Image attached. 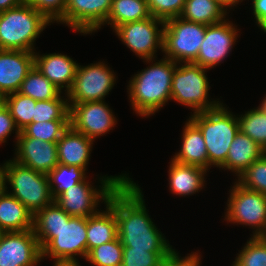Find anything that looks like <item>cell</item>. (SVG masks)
<instances>
[{
	"label": "cell",
	"mask_w": 266,
	"mask_h": 266,
	"mask_svg": "<svg viewBox=\"0 0 266 266\" xmlns=\"http://www.w3.org/2000/svg\"><path fill=\"white\" fill-rule=\"evenodd\" d=\"M226 13L227 10L215 0H186L180 17L208 26L223 21Z\"/></svg>",
	"instance_id": "27"
},
{
	"label": "cell",
	"mask_w": 266,
	"mask_h": 266,
	"mask_svg": "<svg viewBox=\"0 0 266 266\" xmlns=\"http://www.w3.org/2000/svg\"><path fill=\"white\" fill-rule=\"evenodd\" d=\"M151 61V66L137 72L130 79L127 88L133 110L143 117L155 115L171 100L173 73L178 64L166 57L158 62L154 59L145 60L147 63Z\"/></svg>",
	"instance_id": "2"
},
{
	"label": "cell",
	"mask_w": 266,
	"mask_h": 266,
	"mask_svg": "<svg viewBox=\"0 0 266 266\" xmlns=\"http://www.w3.org/2000/svg\"><path fill=\"white\" fill-rule=\"evenodd\" d=\"M215 1H217L226 10H228V8L236 6V4L242 2L243 0H215Z\"/></svg>",
	"instance_id": "46"
},
{
	"label": "cell",
	"mask_w": 266,
	"mask_h": 266,
	"mask_svg": "<svg viewBox=\"0 0 266 266\" xmlns=\"http://www.w3.org/2000/svg\"><path fill=\"white\" fill-rule=\"evenodd\" d=\"M225 219L234 224L251 226L252 237H266V195L240 185L230 189Z\"/></svg>",
	"instance_id": "9"
},
{
	"label": "cell",
	"mask_w": 266,
	"mask_h": 266,
	"mask_svg": "<svg viewBox=\"0 0 266 266\" xmlns=\"http://www.w3.org/2000/svg\"><path fill=\"white\" fill-rule=\"evenodd\" d=\"M189 119L203 134L209 158V169L220 167L239 132L238 118L221 103L212 110L193 113Z\"/></svg>",
	"instance_id": "3"
},
{
	"label": "cell",
	"mask_w": 266,
	"mask_h": 266,
	"mask_svg": "<svg viewBox=\"0 0 266 266\" xmlns=\"http://www.w3.org/2000/svg\"><path fill=\"white\" fill-rule=\"evenodd\" d=\"M38 11L49 23L60 22L65 13L67 0H24Z\"/></svg>",
	"instance_id": "39"
},
{
	"label": "cell",
	"mask_w": 266,
	"mask_h": 266,
	"mask_svg": "<svg viewBox=\"0 0 266 266\" xmlns=\"http://www.w3.org/2000/svg\"><path fill=\"white\" fill-rule=\"evenodd\" d=\"M199 253L192 252L185 256V258L178 255L177 251H173L167 258H165L160 266H200L201 259Z\"/></svg>",
	"instance_id": "42"
},
{
	"label": "cell",
	"mask_w": 266,
	"mask_h": 266,
	"mask_svg": "<svg viewBox=\"0 0 266 266\" xmlns=\"http://www.w3.org/2000/svg\"><path fill=\"white\" fill-rule=\"evenodd\" d=\"M72 216L61 209L56 202L47 205L33 215V232L41 250L55 237L64 222Z\"/></svg>",
	"instance_id": "26"
},
{
	"label": "cell",
	"mask_w": 266,
	"mask_h": 266,
	"mask_svg": "<svg viewBox=\"0 0 266 266\" xmlns=\"http://www.w3.org/2000/svg\"><path fill=\"white\" fill-rule=\"evenodd\" d=\"M70 120H54L31 123L21 132L26 137L40 139L46 142H57L69 128Z\"/></svg>",
	"instance_id": "35"
},
{
	"label": "cell",
	"mask_w": 266,
	"mask_h": 266,
	"mask_svg": "<svg viewBox=\"0 0 266 266\" xmlns=\"http://www.w3.org/2000/svg\"><path fill=\"white\" fill-rule=\"evenodd\" d=\"M4 104V96L0 93V106Z\"/></svg>",
	"instance_id": "48"
},
{
	"label": "cell",
	"mask_w": 266,
	"mask_h": 266,
	"mask_svg": "<svg viewBox=\"0 0 266 266\" xmlns=\"http://www.w3.org/2000/svg\"><path fill=\"white\" fill-rule=\"evenodd\" d=\"M206 33V25L181 17L165 21L163 30L164 57L175 63H190L197 59Z\"/></svg>",
	"instance_id": "8"
},
{
	"label": "cell",
	"mask_w": 266,
	"mask_h": 266,
	"mask_svg": "<svg viewBox=\"0 0 266 266\" xmlns=\"http://www.w3.org/2000/svg\"><path fill=\"white\" fill-rule=\"evenodd\" d=\"M15 149L14 161L44 174H49L59 163L57 142H46L26 137L20 132Z\"/></svg>",
	"instance_id": "17"
},
{
	"label": "cell",
	"mask_w": 266,
	"mask_h": 266,
	"mask_svg": "<svg viewBox=\"0 0 266 266\" xmlns=\"http://www.w3.org/2000/svg\"><path fill=\"white\" fill-rule=\"evenodd\" d=\"M54 261H55L54 266H81L79 265L77 259L76 260L65 259V260H54Z\"/></svg>",
	"instance_id": "45"
},
{
	"label": "cell",
	"mask_w": 266,
	"mask_h": 266,
	"mask_svg": "<svg viewBox=\"0 0 266 266\" xmlns=\"http://www.w3.org/2000/svg\"><path fill=\"white\" fill-rule=\"evenodd\" d=\"M116 74L103 62L78 65L76 76L67 95L68 104L87 101H104V97L114 87Z\"/></svg>",
	"instance_id": "10"
},
{
	"label": "cell",
	"mask_w": 266,
	"mask_h": 266,
	"mask_svg": "<svg viewBox=\"0 0 266 266\" xmlns=\"http://www.w3.org/2000/svg\"><path fill=\"white\" fill-rule=\"evenodd\" d=\"M2 165V184L9 183L13 190L8 193L25 205L33 215L54 202L47 174L34 171L13 159Z\"/></svg>",
	"instance_id": "5"
},
{
	"label": "cell",
	"mask_w": 266,
	"mask_h": 266,
	"mask_svg": "<svg viewBox=\"0 0 266 266\" xmlns=\"http://www.w3.org/2000/svg\"><path fill=\"white\" fill-rule=\"evenodd\" d=\"M78 63L67 55L50 53L39 55L34 52V66L62 92L67 93L74 82Z\"/></svg>",
	"instance_id": "19"
},
{
	"label": "cell",
	"mask_w": 266,
	"mask_h": 266,
	"mask_svg": "<svg viewBox=\"0 0 266 266\" xmlns=\"http://www.w3.org/2000/svg\"><path fill=\"white\" fill-rule=\"evenodd\" d=\"M239 116V130L266 151V110L259 105Z\"/></svg>",
	"instance_id": "30"
},
{
	"label": "cell",
	"mask_w": 266,
	"mask_h": 266,
	"mask_svg": "<svg viewBox=\"0 0 266 266\" xmlns=\"http://www.w3.org/2000/svg\"><path fill=\"white\" fill-rule=\"evenodd\" d=\"M148 10L154 18L166 21L180 17L186 0H146Z\"/></svg>",
	"instance_id": "40"
},
{
	"label": "cell",
	"mask_w": 266,
	"mask_h": 266,
	"mask_svg": "<svg viewBox=\"0 0 266 266\" xmlns=\"http://www.w3.org/2000/svg\"><path fill=\"white\" fill-rule=\"evenodd\" d=\"M260 105L266 110V96Z\"/></svg>",
	"instance_id": "47"
},
{
	"label": "cell",
	"mask_w": 266,
	"mask_h": 266,
	"mask_svg": "<svg viewBox=\"0 0 266 266\" xmlns=\"http://www.w3.org/2000/svg\"><path fill=\"white\" fill-rule=\"evenodd\" d=\"M87 218L72 216L55 237L42 249V259L76 260V256L87 257Z\"/></svg>",
	"instance_id": "12"
},
{
	"label": "cell",
	"mask_w": 266,
	"mask_h": 266,
	"mask_svg": "<svg viewBox=\"0 0 266 266\" xmlns=\"http://www.w3.org/2000/svg\"><path fill=\"white\" fill-rule=\"evenodd\" d=\"M178 65L173 73L171 100L188 106L193 113L212 110L221 104L208 101L210 86L205 72L209 69L192 62Z\"/></svg>",
	"instance_id": "6"
},
{
	"label": "cell",
	"mask_w": 266,
	"mask_h": 266,
	"mask_svg": "<svg viewBox=\"0 0 266 266\" xmlns=\"http://www.w3.org/2000/svg\"><path fill=\"white\" fill-rule=\"evenodd\" d=\"M161 25L162 28H158ZM165 21L150 16L147 19L128 22L115 29L119 39L143 60L155 59L157 49L163 51Z\"/></svg>",
	"instance_id": "11"
},
{
	"label": "cell",
	"mask_w": 266,
	"mask_h": 266,
	"mask_svg": "<svg viewBox=\"0 0 266 266\" xmlns=\"http://www.w3.org/2000/svg\"><path fill=\"white\" fill-rule=\"evenodd\" d=\"M84 169L76 165L65 166L58 164L49 174V185L53 198L68 190L70 187L82 182L86 179Z\"/></svg>",
	"instance_id": "31"
},
{
	"label": "cell",
	"mask_w": 266,
	"mask_h": 266,
	"mask_svg": "<svg viewBox=\"0 0 266 266\" xmlns=\"http://www.w3.org/2000/svg\"><path fill=\"white\" fill-rule=\"evenodd\" d=\"M47 25L49 22L26 3L0 12V50L34 52V42Z\"/></svg>",
	"instance_id": "4"
},
{
	"label": "cell",
	"mask_w": 266,
	"mask_h": 266,
	"mask_svg": "<svg viewBox=\"0 0 266 266\" xmlns=\"http://www.w3.org/2000/svg\"><path fill=\"white\" fill-rule=\"evenodd\" d=\"M172 252H148V249L123 248L122 266H160Z\"/></svg>",
	"instance_id": "38"
},
{
	"label": "cell",
	"mask_w": 266,
	"mask_h": 266,
	"mask_svg": "<svg viewBox=\"0 0 266 266\" xmlns=\"http://www.w3.org/2000/svg\"><path fill=\"white\" fill-rule=\"evenodd\" d=\"M113 0H67L62 24L75 32L92 34L106 22Z\"/></svg>",
	"instance_id": "16"
},
{
	"label": "cell",
	"mask_w": 266,
	"mask_h": 266,
	"mask_svg": "<svg viewBox=\"0 0 266 266\" xmlns=\"http://www.w3.org/2000/svg\"><path fill=\"white\" fill-rule=\"evenodd\" d=\"M86 260L93 266H122L123 245L117 237L108 243L91 249Z\"/></svg>",
	"instance_id": "34"
},
{
	"label": "cell",
	"mask_w": 266,
	"mask_h": 266,
	"mask_svg": "<svg viewBox=\"0 0 266 266\" xmlns=\"http://www.w3.org/2000/svg\"><path fill=\"white\" fill-rule=\"evenodd\" d=\"M105 103V101H87L69 104L70 126L93 140L105 135L117 123V118Z\"/></svg>",
	"instance_id": "13"
},
{
	"label": "cell",
	"mask_w": 266,
	"mask_h": 266,
	"mask_svg": "<svg viewBox=\"0 0 266 266\" xmlns=\"http://www.w3.org/2000/svg\"><path fill=\"white\" fill-rule=\"evenodd\" d=\"M0 188V232L28 231L33 228V214L18 199Z\"/></svg>",
	"instance_id": "21"
},
{
	"label": "cell",
	"mask_w": 266,
	"mask_h": 266,
	"mask_svg": "<svg viewBox=\"0 0 266 266\" xmlns=\"http://www.w3.org/2000/svg\"><path fill=\"white\" fill-rule=\"evenodd\" d=\"M24 0H0V12L20 6Z\"/></svg>",
	"instance_id": "44"
},
{
	"label": "cell",
	"mask_w": 266,
	"mask_h": 266,
	"mask_svg": "<svg viewBox=\"0 0 266 266\" xmlns=\"http://www.w3.org/2000/svg\"><path fill=\"white\" fill-rule=\"evenodd\" d=\"M34 67V52L0 50V93L18 92L23 80Z\"/></svg>",
	"instance_id": "18"
},
{
	"label": "cell",
	"mask_w": 266,
	"mask_h": 266,
	"mask_svg": "<svg viewBox=\"0 0 266 266\" xmlns=\"http://www.w3.org/2000/svg\"><path fill=\"white\" fill-rule=\"evenodd\" d=\"M4 103L9 108L20 132L32 123L36 100L19 92H14L4 96Z\"/></svg>",
	"instance_id": "32"
},
{
	"label": "cell",
	"mask_w": 266,
	"mask_h": 266,
	"mask_svg": "<svg viewBox=\"0 0 266 266\" xmlns=\"http://www.w3.org/2000/svg\"><path fill=\"white\" fill-rule=\"evenodd\" d=\"M182 146L173 158L178 163L193 165L209 170V158L200 129L188 119L182 134Z\"/></svg>",
	"instance_id": "22"
},
{
	"label": "cell",
	"mask_w": 266,
	"mask_h": 266,
	"mask_svg": "<svg viewBox=\"0 0 266 266\" xmlns=\"http://www.w3.org/2000/svg\"><path fill=\"white\" fill-rule=\"evenodd\" d=\"M128 176L110 194L107 204L115 211L118 238L123 248L148 249V252H173L148 215L138 184Z\"/></svg>",
	"instance_id": "1"
},
{
	"label": "cell",
	"mask_w": 266,
	"mask_h": 266,
	"mask_svg": "<svg viewBox=\"0 0 266 266\" xmlns=\"http://www.w3.org/2000/svg\"><path fill=\"white\" fill-rule=\"evenodd\" d=\"M253 15L261 30L266 33V0H252Z\"/></svg>",
	"instance_id": "43"
},
{
	"label": "cell",
	"mask_w": 266,
	"mask_h": 266,
	"mask_svg": "<svg viewBox=\"0 0 266 266\" xmlns=\"http://www.w3.org/2000/svg\"><path fill=\"white\" fill-rule=\"evenodd\" d=\"M146 0H113L106 22L114 30L125 23L149 18Z\"/></svg>",
	"instance_id": "28"
},
{
	"label": "cell",
	"mask_w": 266,
	"mask_h": 266,
	"mask_svg": "<svg viewBox=\"0 0 266 266\" xmlns=\"http://www.w3.org/2000/svg\"><path fill=\"white\" fill-rule=\"evenodd\" d=\"M54 120H70L68 99L60 95L52 100L36 101L32 123Z\"/></svg>",
	"instance_id": "33"
},
{
	"label": "cell",
	"mask_w": 266,
	"mask_h": 266,
	"mask_svg": "<svg viewBox=\"0 0 266 266\" xmlns=\"http://www.w3.org/2000/svg\"><path fill=\"white\" fill-rule=\"evenodd\" d=\"M266 151L239 130L228 150L226 161L219 167L234 172L238 177Z\"/></svg>",
	"instance_id": "23"
},
{
	"label": "cell",
	"mask_w": 266,
	"mask_h": 266,
	"mask_svg": "<svg viewBox=\"0 0 266 266\" xmlns=\"http://www.w3.org/2000/svg\"><path fill=\"white\" fill-rule=\"evenodd\" d=\"M94 140L75 131L71 126L57 141L58 163L76 165L86 171Z\"/></svg>",
	"instance_id": "20"
},
{
	"label": "cell",
	"mask_w": 266,
	"mask_h": 266,
	"mask_svg": "<svg viewBox=\"0 0 266 266\" xmlns=\"http://www.w3.org/2000/svg\"><path fill=\"white\" fill-rule=\"evenodd\" d=\"M106 210L87 217V254L101 244L118 237V222L115 211L106 204Z\"/></svg>",
	"instance_id": "25"
},
{
	"label": "cell",
	"mask_w": 266,
	"mask_h": 266,
	"mask_svg": "<svg viewBox=\"0 0 266 266\" xmlns=\"http://www.w3.org/2000/svg\"><path fill=\"white\" fill-rule=\"evenodd\" d=\"M232 266H266V237L251 236Z\"/></svg>",
	"instance_id": "36"
},
{
	"label": "cell",
	"mask_w": 266,
	"mask_h": 266,
	"mask_svg": "<svg viewBox=\"0 0 266 266\" xmlns=\"http://www.w3.org/2000/svg\"><path fill=\"white\" fill-rule=\"evenodd\" d=\"M127 176L126 174L107 177L105 175L100 178V189L85 179L58 195L54 201L70 216L87 218L99 212L97 207L101 200L107 204L110 194Z\"/></svg>",
	"instance_id": "7"
},
{
	"label": "cell",
	"mask_w": 266,
	"mask_h": 266,
	"mask_svg": "<svg viewBox=\"0 0 266 266\" xmlns=\"http://www.w3.org/2000/svg\"><path fill=\"white\" fill-rule=\"evenodd\" d=\"M42 250L33 232H0V266H37Z\"/></svg>",
	"instance_id": "14"
},
{
	"label": "cell",
	"mask_w": 266,
	"mask_h": 266,
	"mask_svg": "<svg viewBox=\"0 0 266 266\" xmlns=\"http://www.w3.org/2000/svg\"><path fill=\"white\" fill-rule=\"evenodd\" d=\"M14 131L17 140L20 131L15 124L14 118L11 116L9 108L4 103L0 106V144L5 143L7 137Z\"/></svg>",
	"instance_id": "41"
},
{
	"label": "cell",
	"mask_w": 266,
	"mask_h": 266,
	"mask_svg": "<svg viewBox=\"0 0 266 266\" xmlns=\"http://www.w3.org/2000/svg\"><path fill=\"white\" fill-rule=\"evenodd\" d=\"M227 19L221 22L206 25V33L194 64L211 69L219 65L229 52L238 37L236 26Z\"/></svg>",
	"instance_id": "15"
},
{
	"label": "cell",
	"mask_w": 266,
	"mask_h": 266,
	"mask_svg": "<svg viewBox=\"0 0 266 266\" xmlns=\"http://www.w3.org/2000/svg\"><path fill=\"white\" fill-rule=\"evenodd\" d=\"M237 178L240 185L266 195V152Z\"/></svg>",
	"instance_id": "37"
},
{
	"label": "cell",
	"mask_w": 266,
	"mask_h": 266,
	"mask_svg": "<svg viewBox=\"0 0 266 266\" xmlns=\"http://www.w3.org/2000/svg\"><path fill=\"white\" fill-rule=\"evenodd\" d=\"M36 101L58 98L62 91L50 82L35 66L29 71L18 91Z\"/></svg>",
	"instance_id": "29"
},
{
	"label": "cell",
	"mask_w": 266,
	"mask_h": 266,
	"mask_svg": "<svg viewBox=\"0 0 266 266\" xmlns=\"http://www.w3.org/2000/svg\"><path fill=\"white\" fill-rule=\"evenodd\" d=\"M1 166V165H0ZM2 187V169L0 167V188Z\"/></svg>",
	"instance_id": "49"
},
{
	"label": "cell",
	"mask_w": 266,
	"mask_h": 266,
	"mask_svg": "<svg viewBox=\"0 0 266 266\" xmlns=\"http://www.w3.org/2000/svg\"><path fill=\"white\" fill-rule=\"evenodd\" d=\"M169 166V189L172 193L185 197L204 188L207 170L198 166L178 163L173 159Z\"/></svg>",
	"instance_id": "24"
}]
</instances>
